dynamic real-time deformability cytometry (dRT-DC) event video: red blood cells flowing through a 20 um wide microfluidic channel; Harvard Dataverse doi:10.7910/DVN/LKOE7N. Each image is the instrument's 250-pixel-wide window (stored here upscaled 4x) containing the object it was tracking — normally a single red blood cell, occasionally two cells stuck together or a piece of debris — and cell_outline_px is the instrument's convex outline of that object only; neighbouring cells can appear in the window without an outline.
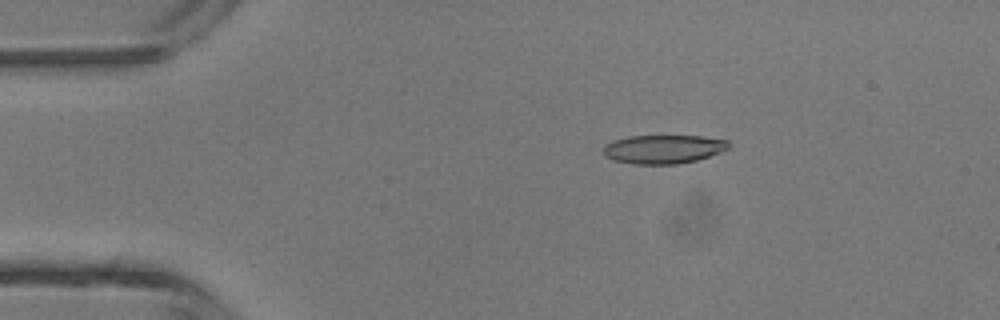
{"species": "common noctule bat (a hibernating species)", "species_latin": "Nyctalus noctula", "temperature_condition": "room temperature", "stored_images_in_passage": 5, "camera_frame_rate_fps": 3000, "um_per_image_px": 0.085, "animal": {"sex": "male", "body_mass_g": 13.3}, "frame": {"image": 1, "passage_image": 3, "time_ms": 0.667, "image_size_px": [1000, 320], "cell_outline_px": [[728, 148], [720, 152], [696, 160], [676, 164], [632, 164], [612, 160], [604, 156], [604, 144], [612, 140], [628, 136], [700, 136], [728, 140]], "centroid_in_image_um": [56.32, 12.68], "position_along_channel_um": 28.7, "area_um2": 20.98}}
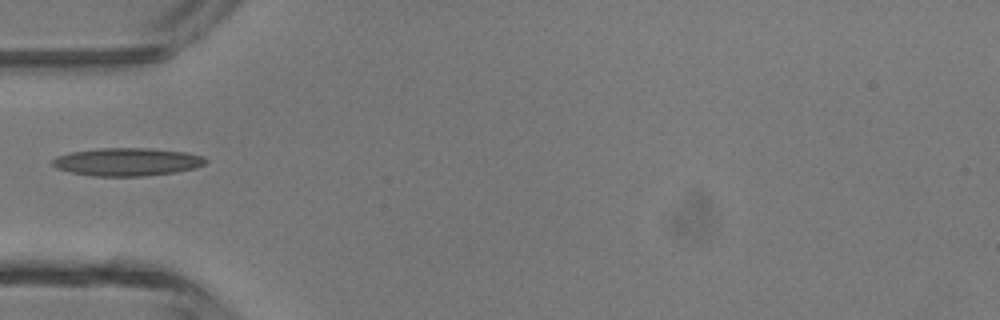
{"frame": {"image": 2, "passage_image": 5, "time_ms": 1.333, "image_size_px": [1000, 320], "cell_outline_px": [[208, 160], [204, 164], [196, 168], [176, 172], [144, 176], [92, 176], [72, 172], [56, 168], [52, 164], [52, 160], [56, 156], [72, 152], [100, 148], [148, 148], [184, 152], [204, 156]], "centroid_in_image_um": [10.82, 13.76], "position_along_channel_um": 74.2, "area_um2": 24.91}}